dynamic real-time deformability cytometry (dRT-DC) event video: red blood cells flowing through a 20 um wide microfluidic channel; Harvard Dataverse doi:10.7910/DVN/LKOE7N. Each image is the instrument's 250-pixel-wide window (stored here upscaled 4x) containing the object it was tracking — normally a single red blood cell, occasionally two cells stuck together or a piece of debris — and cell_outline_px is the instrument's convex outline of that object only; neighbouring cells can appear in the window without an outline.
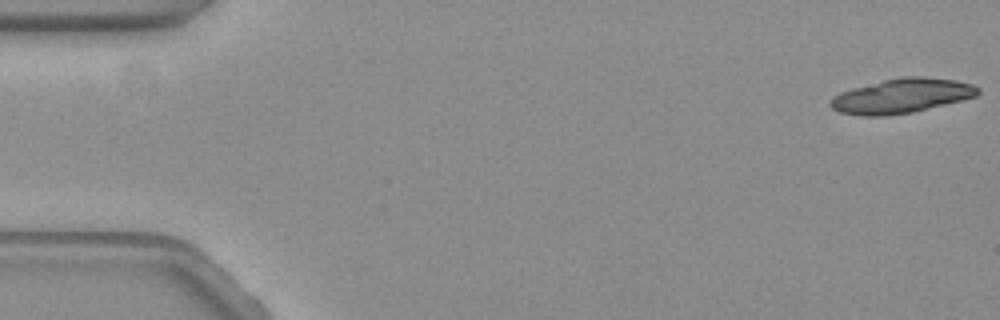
{"species": "common noctule bat (a hibernating species)", "species_latin": "Nyctalus noctula", "temperature_condition": "warm", "stored_images_in_passage": 20, "camera_frame_rate_fps": 3000, "um_per_image_px": 0.085, "animal": {"sex": "female", "body_mass_g": 19.3, "forearm_length_mm": 54.1}, "frame": {"image": 1, "passage_image": 1, "time_ms": 0.0, "image_size_px": [1000, 320], "cell_outline_px": [[980, 92], [976, 96], [912, 112], [888, 116], [860, 116], [840, 112], [832, 108], [828, 104], [828, 100], [832, 96], [840, 92], [852, 88], [900, 76], [924, 76], [956, 80], [972, 84], [980, 88]], "centroid_in_image_um": [76.59, 8.14], "position_along_channel_um": 8.4, "area_um2": 29.77}}